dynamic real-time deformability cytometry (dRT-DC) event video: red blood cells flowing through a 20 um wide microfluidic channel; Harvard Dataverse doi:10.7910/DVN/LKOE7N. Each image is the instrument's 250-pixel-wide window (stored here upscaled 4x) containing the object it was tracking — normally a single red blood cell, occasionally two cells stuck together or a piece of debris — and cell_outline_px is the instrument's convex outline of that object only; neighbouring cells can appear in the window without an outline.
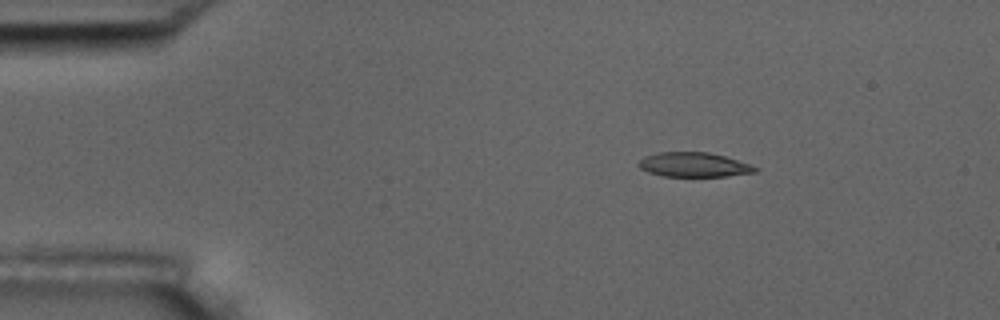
{"species": "common noctule bat (a hibernating species)", "species_latin": "Nyctalus noctula", "temperature_condition": "room temperature", "stored_images_in_passage": 4, "camera_frame_rate_fps": 3000, "um_per_image_px": 0.085, "animal": {"sex": "male", "body_mass_g": 17.5, "forearm_length_mm": 52.3}, "frame": {"image": 1, "passage_image": 1, "time_ms": 0.0, "image_size_px": [1000, 320], "cell_outline_px": [[760, 168], [756, 172], [724, 176], [664, 176], [648, 172], [640, 168], [636, 164], [644, 156], [656, 152], [708, 152], [724, 156]], "centroid_in_image_um": [58.93, 13.99], "position_along_channel_um": 26.1, "area_um2": 16.53}}